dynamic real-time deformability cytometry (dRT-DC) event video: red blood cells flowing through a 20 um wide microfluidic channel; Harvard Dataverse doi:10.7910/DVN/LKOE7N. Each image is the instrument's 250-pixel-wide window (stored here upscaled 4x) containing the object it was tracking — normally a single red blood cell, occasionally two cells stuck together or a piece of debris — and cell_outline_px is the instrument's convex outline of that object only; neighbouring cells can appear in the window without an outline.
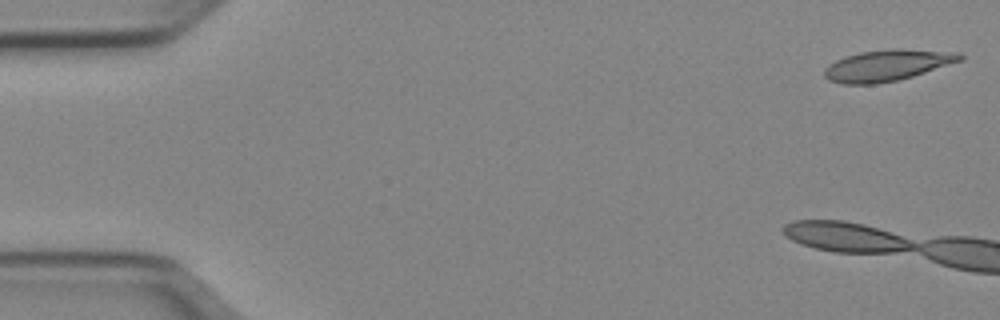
{"species": "Egyptian fruit bat (a non-hibernating species)", "species_latin": "Rousettus aegyptiacus", "temperature_condition": "cold", "stored_images_in_passage": 5, "camera_frame_rate_fps": 3000, "um_per_image_px": 0.085, "animal": {"sex": "female"}, "frame": {"image": 1, "passage_image": 1, "time_ms": 0.0, "image_size_px": [1000, 320], "cell_outline_px": [[964, 60], [912, 76], [896, 80], [876, 84], [840, 84], [828, 80], [824, 76], [824, 68], [828, 64], [844, 56], [860, 52], [892, 48], [900, 48], [960, 52], [964, 56]], "centroid_in_image_um": [75.42, 5.54], "position_along_channel_um": 9.6, "area_um2": 24.97}}